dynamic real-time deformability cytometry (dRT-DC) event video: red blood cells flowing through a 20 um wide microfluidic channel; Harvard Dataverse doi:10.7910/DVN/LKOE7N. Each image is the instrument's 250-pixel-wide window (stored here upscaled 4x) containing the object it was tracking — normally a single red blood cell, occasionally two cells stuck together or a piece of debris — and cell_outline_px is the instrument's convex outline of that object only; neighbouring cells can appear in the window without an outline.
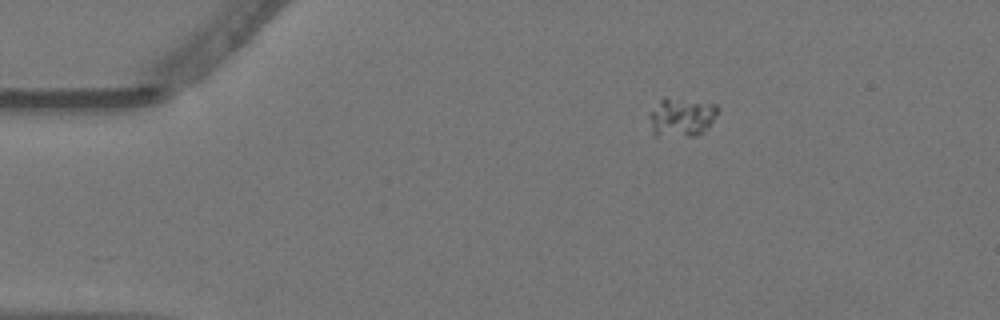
{"species": "Egyptian fruit bat (a non-hibernating species)", "species_latin": "Rousettus aegyptiacus", "temperature_condition": "warm", "stored_images_in_passage": 41, "camera_frame_rate_fps": 3000, "um_per_image_px": 0.085, "animal": {"sex": "female"}, "frame": {"image": 1, "passage_image": 1, "time_ms": 0.0, "image_size_px": [1000, 320], "cell_outline_px": [[720, 108], [704, 132], [692, 136], [656, 136], [652, 128], [648, 116], [660, 100], [664, 96], [716, 104]], "centroid_in_image_um": [57.93, 9.94], "position_along_channel_um": 27.1, "area_um2": 15.37}}
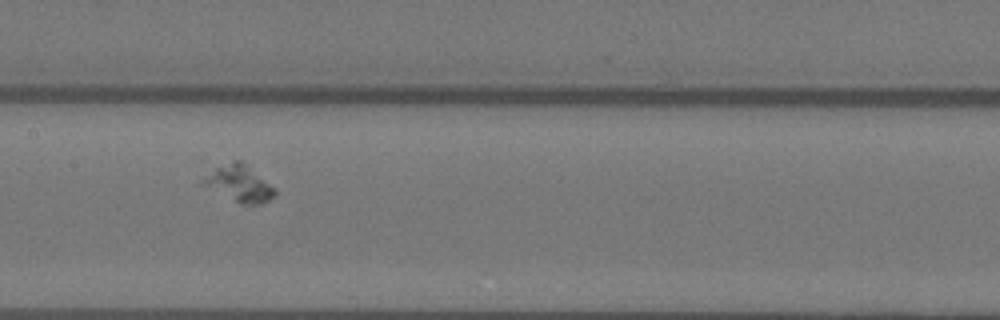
{"frame": {"image": 2, "passage_image": 20, "time_ms": 6.333, "image_size_px": [1000, 320], "cell_outline_px": [[276, 192], [268, 200], [260, 204], [240, 204], [200, 184], [216, 168], [232, 160], [240, 160], [276, 188]], "centroid_in_image_um": [20.36, 15.61], "position_along_channel_um": 187.0, "area_um2": 14.74}}
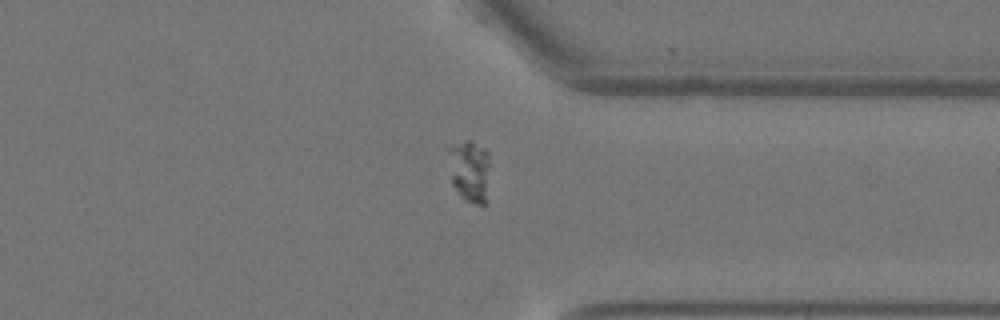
{"frame": {"image": 3, "passage_image": 36, "time_ms": 11.667, "image_size_px": [1000, 320], "cell_outline_px": [[488, 204], [476, 204], [464, 200], [460, 196], [452, 184], [448, 148], [452, 144], [464, 140], [472, 140], [484, 148], [488, 152]], "centroid_in_image_um": [39.93, 14.54], "position_along_channel_um": 371.5, "area_um2": 15.26}}